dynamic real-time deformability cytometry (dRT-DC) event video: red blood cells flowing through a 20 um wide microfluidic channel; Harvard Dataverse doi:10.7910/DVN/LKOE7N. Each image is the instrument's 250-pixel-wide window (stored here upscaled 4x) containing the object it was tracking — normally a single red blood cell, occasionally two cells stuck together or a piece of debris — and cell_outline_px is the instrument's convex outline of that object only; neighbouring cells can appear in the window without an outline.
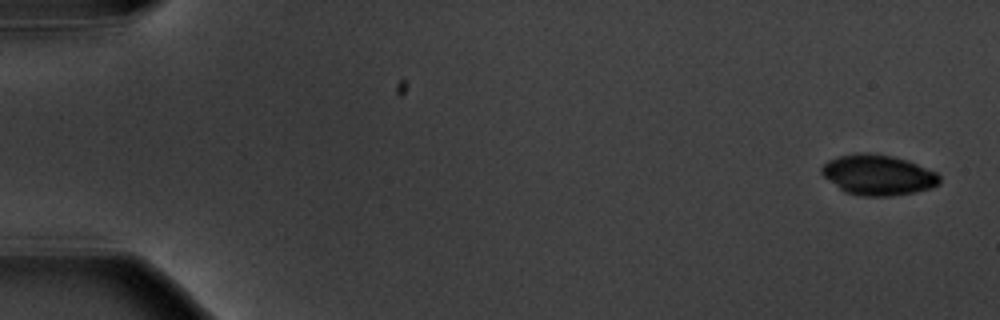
{"species": "common noctule bat (a hibernating species)", "species_latin": "Nyctalus noctula", "temperature_condition": "warm", "stored_images_in_passage": 11, "camera_frame_rate_fps": 3000, "um_per_image_px": 0.085, "animal": {"sex": "male", "body_mass_g": 20.1, "forearm_length_mm": 53.5}, "frame": {"image": 1, "passage_image": 1, "time_ms": 0.0, "image_size_px": [1000, 320], "cell_outline_px": [[940, 184], [932, 188], [892, 196], [864, 196], [844, 192], [824, 176], [820, 172], [820, 168], [828, 160], [840, 156], [860, 152], [892, 156], [908, 160], [936, 172], [940, 176]], "centroid_in_image_um": [74.64, 14.87], "position_along_channel_um": 10.4, "area_um2": 27.63}}
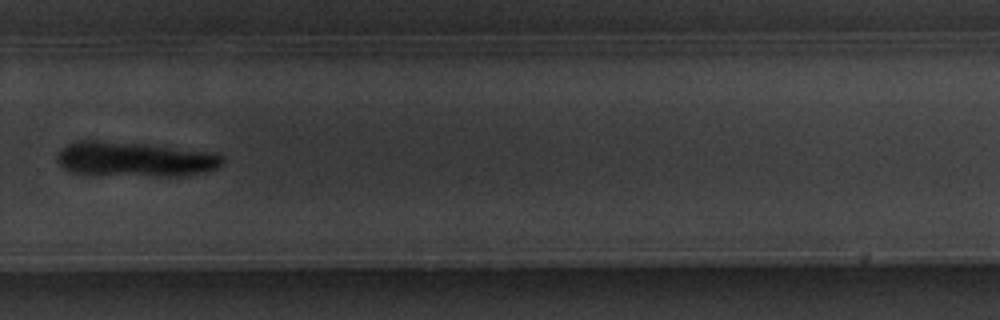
{"frame": {"image": 2, "passage_image": 11, "time_ms": 12.667, "image_size_px": [1000, 320], "cell_outline_px": [[224, 160], [216, 168], [204, 172], [180, 176], [92, 176], [68, 172], [56, 160], [56, 156], [68, 144], [76, 140], [96, 140], [144, 144], [216, 152], [224, 156]], "centroid_in_image_um": [11.42, 13.56], "position_along_channel_um": 318.4, "area_um2": 34.28}}